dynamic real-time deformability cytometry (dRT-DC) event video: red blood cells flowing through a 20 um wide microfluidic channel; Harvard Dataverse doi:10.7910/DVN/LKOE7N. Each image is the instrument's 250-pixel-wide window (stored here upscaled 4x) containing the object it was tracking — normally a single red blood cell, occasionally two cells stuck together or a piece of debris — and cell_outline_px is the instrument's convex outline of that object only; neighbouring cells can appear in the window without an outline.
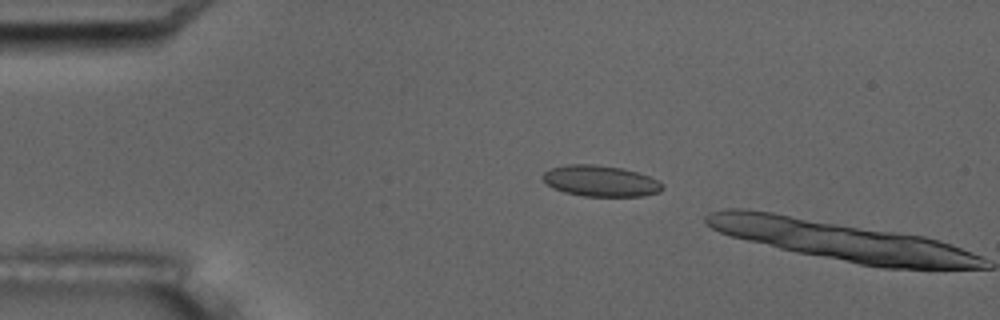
{"species": "common noctule bat (a hibernating species)", "species_latin": "Nyctalus noctula", "temperature_condition": "room temperature", "stored_images_in_passage": 4, "camera_frame_rate_fps": 3000, "um_per_image_px": 0.085, "animal": {"sex": "male", "body_mass_g": 17.5, "forearm_length_mm": 52.3}, "frame": {"image": 1, "passage_image": 3, "time_ms": 2.333, "image_size_px": [1000, 320], "cell_outline_px": [[664, 188], [660, 192], [644, 196], [584, 196], [564, 192], [552, 188], [540, 176], [544, 172], [552, 168], [568, 164], [596, 164], [620, 168], [636, 172], [648, 176], [664, 184]], "centroid_in_image_um": [51.04, 15.39], "position_along_channel_um": 34.0, "area_um2": 21.62}}